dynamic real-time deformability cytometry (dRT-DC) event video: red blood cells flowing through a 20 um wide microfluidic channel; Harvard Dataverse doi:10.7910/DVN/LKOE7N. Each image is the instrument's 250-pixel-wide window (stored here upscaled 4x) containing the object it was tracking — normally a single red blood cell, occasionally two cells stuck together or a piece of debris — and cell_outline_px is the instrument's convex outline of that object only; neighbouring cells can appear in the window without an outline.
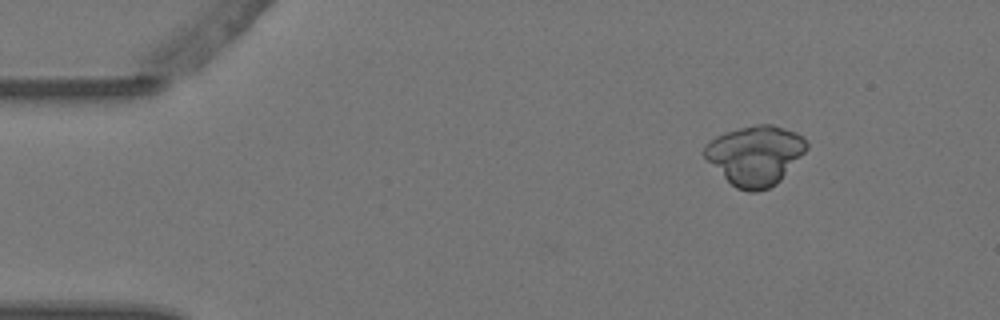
{"species": "Egyptian fruit bat (a non-hibernating species)", "species_latin": "Rousettus aegyptiacus", "temperature_condition": "warm", "stored_images_in_passage": 4, "camera_frame_rate_fps": 3000, "um_per_image_px": 0.085, "animal": {"sex": "female"}, "frame": {"image": 1, "passage_image": 1, "time_ms": 0.0, "image_size_px": [1000, 320], "cell_outline_px": [[808, 148], [780, 180], [776, 184], [768, 188], [756, 192], [748, 192], [736, 188], [704, 156], [704, 144], [716, 136], [724, 132], [756, 124], [772, 124], [796, 132], [804, 136], [808, 144]], "centroid_in_image_um": [64.21, 13.18], "position_along_channel_um": 20.8, "area_um2": 35.2}}
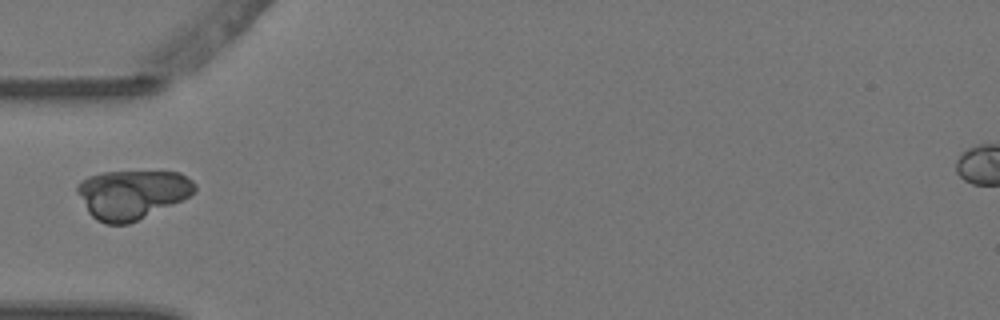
{"frame": {"image": 2, "passage_image": 4, "time_ms": 1.0, "image_size_px": [1000, 320], "cell_outline_px": [[196, 192], [172, 204], [128, 224], [104, 224], [96, 220], [88, 212], [76, 192], [76, 184], [80, 180], [88, 176], [100, 172], [180, 172], [192, 180], [196, 184]], "centroid_in_image_um": [11.18, 16.51], "position_along_channel_um": 73.8, "area_um2": 33.47}}